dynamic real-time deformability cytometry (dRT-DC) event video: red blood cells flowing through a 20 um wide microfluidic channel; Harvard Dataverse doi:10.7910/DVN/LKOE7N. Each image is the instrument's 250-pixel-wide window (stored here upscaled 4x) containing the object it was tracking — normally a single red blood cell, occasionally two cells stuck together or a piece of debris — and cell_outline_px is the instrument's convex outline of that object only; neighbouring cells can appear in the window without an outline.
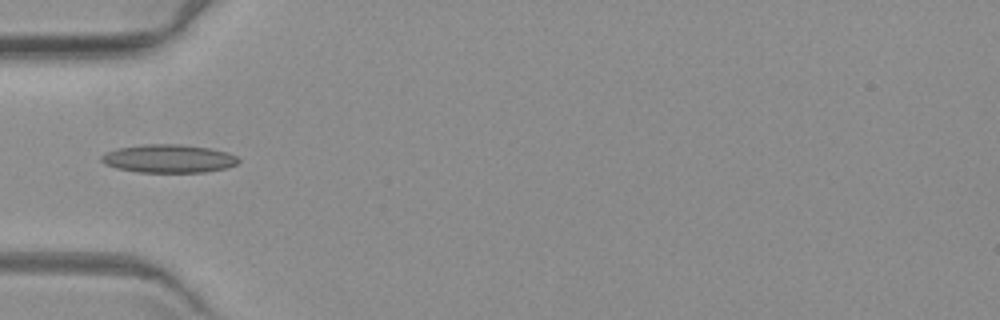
{"species": "common noctule bat (a hibernating species)", "species_latin": "Nyctalus noctula", "temperature_condition": "warm", "stored_images_in_passage": 4, "camera_frame_rate_fps": 3000, "um_per_image_px": 0.085, "animal": {"sex": "female", "body_mass_g": 19.3, "forearm_length_mm": 54.1}, "frame": {"image": 1, "passage_image": 4, "time_ms": 4.667, "image_size_px": [1000, 320], "cell_outline_px": [[240, 160], [236, 164], [224, 168], [204, 172], [140, 172], [116, 168], [104, 164], [100, 160], [100, 156], [104, 152], [116, 148], [140, 144], [180, 144], [208, 148], [228, 152], [236, 156]], "centroid_in_image_um": [14.27, 13.47], "position_along_channel_um": 70.7, "area_um2": 22.66}}